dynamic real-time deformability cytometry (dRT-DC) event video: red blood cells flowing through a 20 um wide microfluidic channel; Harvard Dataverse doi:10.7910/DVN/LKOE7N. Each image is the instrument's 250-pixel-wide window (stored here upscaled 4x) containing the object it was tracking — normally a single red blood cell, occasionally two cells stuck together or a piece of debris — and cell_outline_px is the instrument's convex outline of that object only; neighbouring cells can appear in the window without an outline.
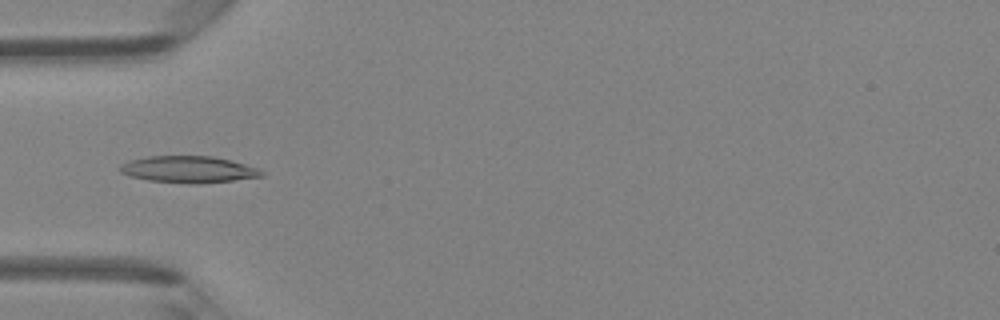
{"species": "Egyptian fruit bat (a non-hibernating species)", "species_latin": "Rousettus aegyptiacus", "temperature_condition": "room temperature", "stored_images_in_passage": 46, "camera_frame_rate_fps": 3000, "um_per_image_px": 0.085, "animal": {"sex": "female"}, "frame": {"image": 1, "passage_image": 15, "time_ms": 4.667, "image_size_px": [1000, 320], "cell_outline_px": [[268, 172], [264, 176], [200, 184], [188, 184], [148, 180], [128, 176], [120, 172], [120, 164], [128, 160], [148, 156], [212, 156], [244, 164]], "centroid_in_image_um": [16.0, 14.41], "position_along_channel_um": 69.0, "area_um2": 22.14}}
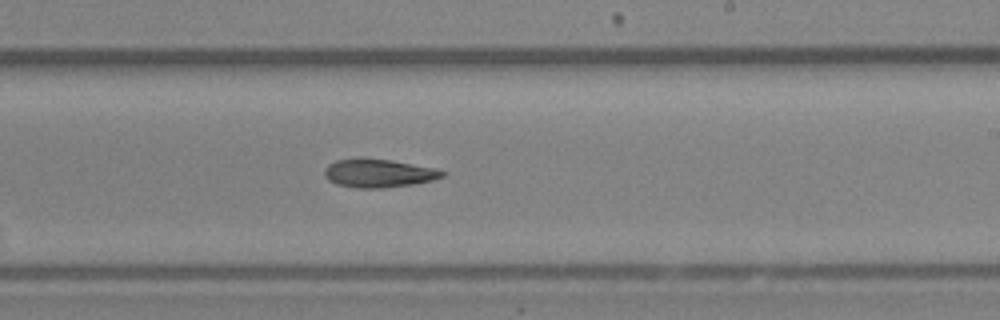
{"frame": {"image": 2, "passage_image": 28, "time_ms": 9.0, "image_size_px": [1000, 320], "cell_outline_px": [[444, 176], [432, 180], [412, 184], [380, 188], [356, 188], [336, 184], [328, 180], [324, 176], [324, 168], [328, 164], [336, 160], [360, 156], [364, 156], [392, 160], [436, 168], [444, 172]], "centroid_in_image_um": [32.11, 14.69], "position_along_channel_um": 256.9, "area_um2": 19.88}}
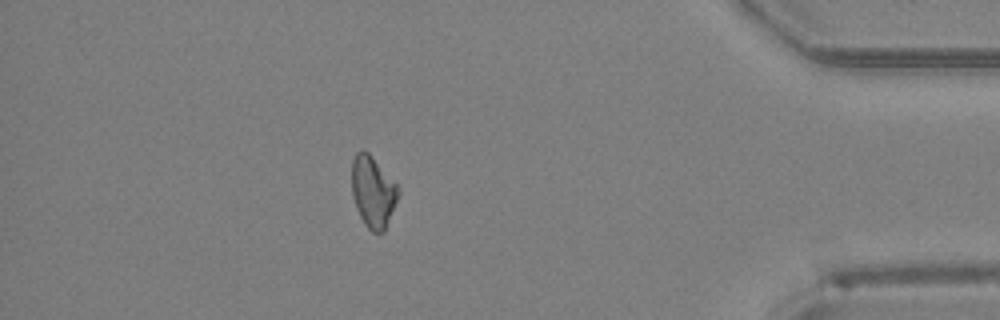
{"frame": {"image": 3, "passage_image": 41, "time_ms": 13.333, "image_size_px": [1000, 320], "cell_outline_px": [[400, 192], [384, 232], [372, 232], [364, 224], [356, 208], [352, 196], [352, 160], [356, 152], [368, 152], [400, 188]], "centroid_in_image_um": [31.7, 16.32], "position_along_channel_um": 403.5, "area_um2": 19.13}, "authors_computed_cell_mechanics": {"area_um2": 19.8254, "velocity_mm_per_s": 4.3581, "shape_relaxation_time_tau1_ms": 3.803, "shape_relaxation_time_tau2_ms": null, "deformation_change_tau1": 0.1181, "deformation_change_tau2": null}}